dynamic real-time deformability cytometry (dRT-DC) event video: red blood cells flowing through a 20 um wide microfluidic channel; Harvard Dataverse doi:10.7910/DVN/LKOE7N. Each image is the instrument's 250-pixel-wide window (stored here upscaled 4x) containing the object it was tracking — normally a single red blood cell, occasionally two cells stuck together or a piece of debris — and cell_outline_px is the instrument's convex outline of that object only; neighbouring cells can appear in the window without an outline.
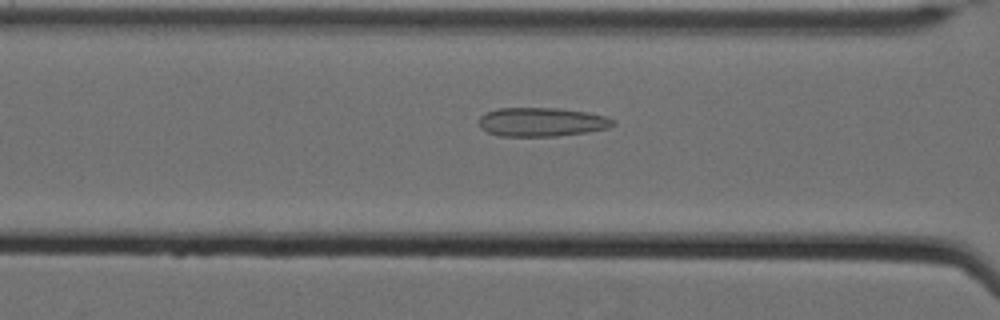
{"species": "Egyptian fruit bat (a non-hibernating species)", "species_latin": "Rousettus aegyptiacus", "temperature_condition": "cold", "stored_images_in_passage": 48, "camera_frame_rate_fps": 3000, "um_per_image_px": 0.085, "animal": {"sex": "female"}, "frame": {"image": 1, "passage_image": 16, "time_ms": 5.0, "image_size_px": [1000, 320], "cell_outline_px": [[616, 124], [608, 128], [584, 132], [556, 136], [500, 136], [488, 132], [480, 128], [480, 116], [484, 112], [500, 108], [556, 108], [584, 112], [604, 116], [616, 120]], "centroid_in_image_um": [46.02, 10.37], "position_along_channel_um": 120.6, "area_um2": 22.43}}
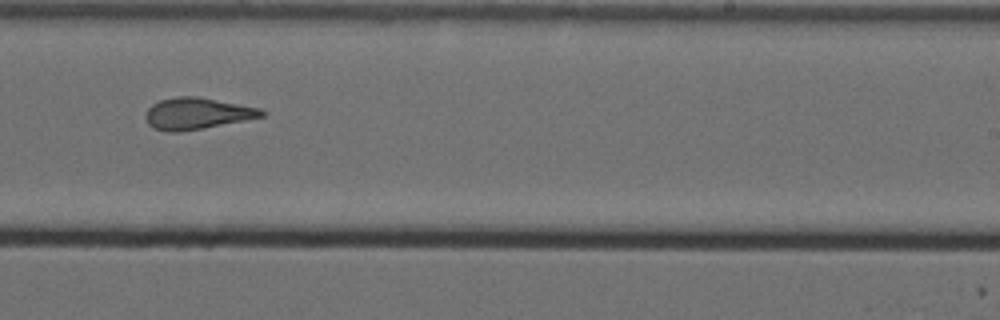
{"frame": {"image": 2, "passage_image": 29, "time_ms": 9.333, "image_size_px": [1000, 320], "cell_outline_px": [[264, 116], [204, 128], [180, 132], [168, 132], [152, 128], [148, 124], [144, 116], [148, 108], [152, 104], [160, 100], [176, 96], [196, 96], [260, 108], [264, 112]], "centroid_in_image_um": [16.68, 9.65], "position_along_channel_um": 272.3, "area_um2": 21.27}}
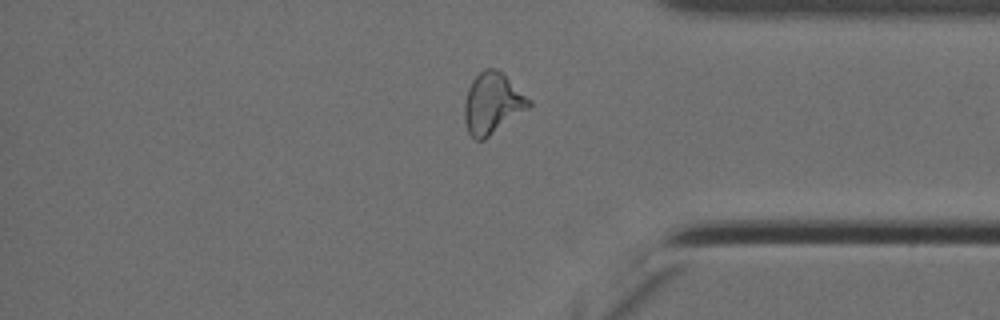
{"frame": {"image": 3, "passage_image": 40, "time_ms": 13.0, "image_size_px": [1000, 320], "cell_outline_px": [[532, 104], [528, 108], [484, 140], [476, 140], [468, 132], [464, 120], [464, 104], [468, 88], [472, 80], [484, 68], [496, 68], [532, 100]], "centroid_in_image_um": [41.84, 8.79], "position_along_channel_um": 393.4, "area_um2": 22.72}, "authors_computed_cell_mechanics": {"area_um2": 21.5883, "velocity_mm_per_s": 3.4979, "shape_relaxation_time_tau1_ms": null, "shape_relaxation_time_tau2_ms": 2.3065, "deformation_change_tau1": null, "deformation_change_tau2": 0.1232}}